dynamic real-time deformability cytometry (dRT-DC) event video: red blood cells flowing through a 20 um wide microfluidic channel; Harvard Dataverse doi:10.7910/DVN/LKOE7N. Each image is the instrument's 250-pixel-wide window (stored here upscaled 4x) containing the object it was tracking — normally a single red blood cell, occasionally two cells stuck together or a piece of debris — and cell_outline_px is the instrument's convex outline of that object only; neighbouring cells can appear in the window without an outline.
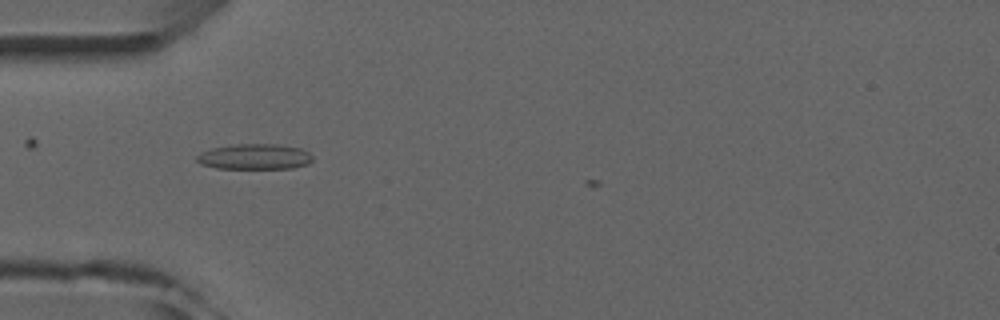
{"species": "common noctule bat (a hibernating species)", "species_latin": "Nyctalus noctula", "temperature_condition": "room temperature", "stored_images_in_passage": 5, "camera_frame_rate_fps": 3000, "um_per_image_px": 0.085, "animal": {"sex": "male", "forearm_length_mm": 52.5}, "frame": {"image": 1, "passage_image": 4, "time_ms": 3.333, "image_size_px": [1000, 320], "cell_outline_px": [[312, 160], [308, 164], [292, 168], [216, 168], [200, 164], [196, 160], [196, 156], [200, 152], [212, 148], [232, 144], [276, 144], [300, 148], [308, 152], [312, 156]], "centroid_in_image_um": [21.61, 13.31], "position_along_channel_um": 63.4, "area_um2": 17.22}}